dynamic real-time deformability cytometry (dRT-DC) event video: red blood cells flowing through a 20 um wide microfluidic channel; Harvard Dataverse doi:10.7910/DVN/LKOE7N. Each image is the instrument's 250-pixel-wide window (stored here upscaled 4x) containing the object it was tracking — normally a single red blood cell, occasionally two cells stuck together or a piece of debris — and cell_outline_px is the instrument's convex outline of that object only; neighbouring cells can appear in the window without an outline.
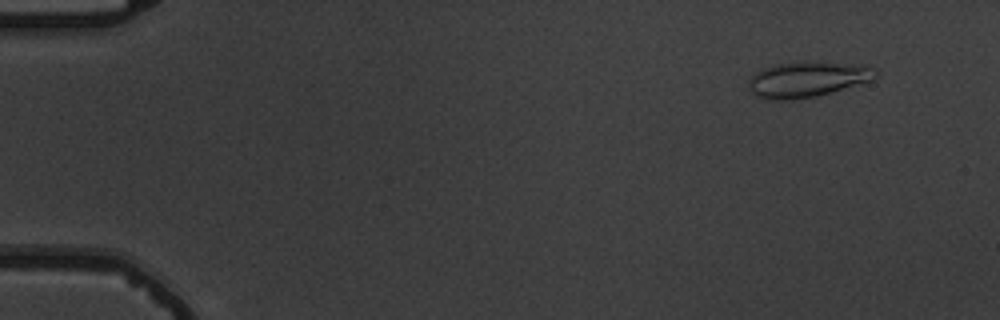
{"species": "common noctule bat (a hibernating species)", "species_latin": "Nyctalus noctula", "temperature_condition": "warm", "stored_images_in_passage": 7, "camera_frame_rate_fps": 3000, "um_per_image_px": 0.085, "animal": {"sex": "male", "body_mass_g": 19.5, "forearm_length_mm": 54.6}, "frame": {"image": 1, "passage_image": 2, "time_ms": 1.0, "image_size_px": [1000, 320], "cell_outline_px": [[876, 76], [872, 80], [816, 96], [792, 100], [768, 100], [756, 96], [748, 88], [748, 80], [756, 72], [764, 68], [776, 64], [844, 64], [872, 68], [876, 72]], "centroid_in_image_um": [68.51, 6.81], "position_along_channel_um": 16.5, "area_um2": 25.03}}
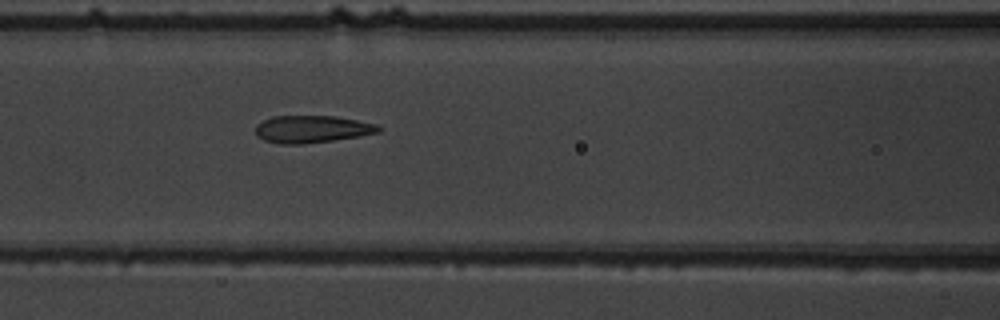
{"frame": {"image": 2, "passage_image": 7, "time_ms": 7.667, "image_size_px": [1000, 320], "cell_outline_px": [[380, 132], [360, 136], [332, 140], [300, 144], [280, 144], [264, 140], [256, 136], [256, 124], [272, 116], [336, 116], [376, 124], [380, 128]], "centroid_in_image_um": [26.49, 10.97], "position_along_channel_um": 140.1, "area_um2": 19.48}}